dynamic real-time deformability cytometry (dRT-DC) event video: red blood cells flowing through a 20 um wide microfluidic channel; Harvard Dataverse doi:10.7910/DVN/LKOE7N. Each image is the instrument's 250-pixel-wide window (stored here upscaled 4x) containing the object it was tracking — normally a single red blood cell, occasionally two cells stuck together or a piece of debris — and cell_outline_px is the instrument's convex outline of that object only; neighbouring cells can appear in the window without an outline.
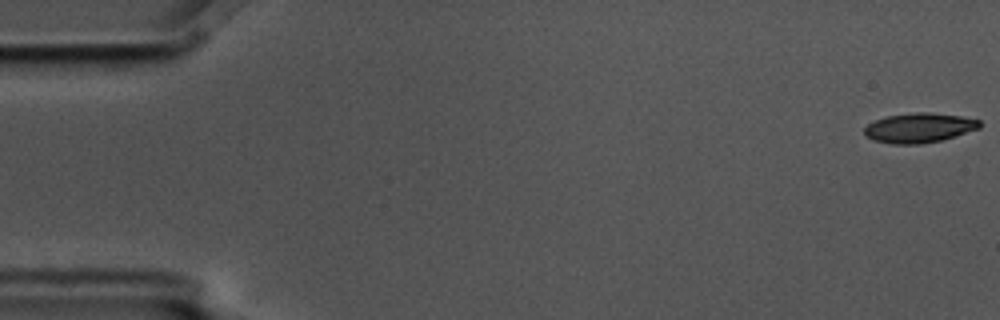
{"species": "common noctule bat (a hibernating species)", "species_latin": "Nyctalus noctula", "temperature_condition": "cold", "stored_images_in_passage": 6, "camera_frame_rate_fps": 3000, "um_per_image_px": 0.085, "animal": {"sex": "male", "body_mass_g": 17.5, "forearm_length_mm": 52.3}, "frame": {"image": 1, "passage_image": 1, "time_ms": 0.0, "image_size_px": [1000, 320], "cell_outline_px": [[980, 128], [956, 136], [940, 140], [920, 144], [892, 144], [872, 140], [864, 136], [864, 128], [868, 124], [884, 116], [916, 112], [932, 112], [960, 116], [980, 120]], "centroid_in_image_um": [78.1, 10.86], "position_along_channel_um": 6.9, "area_um2": 20.06}}
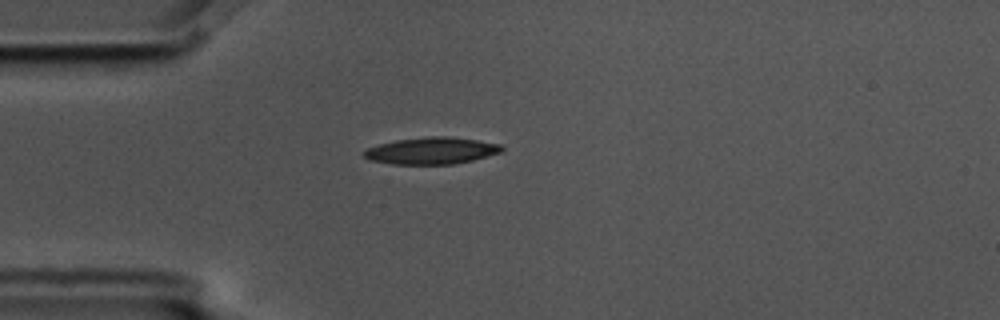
{"frame": {"image": 2, "passage_image": 5, "time_ms": 1.333, "image_size_px": [1000, 320], "cell_outline_px": [[504, 148], [500, 152], [472, 160], [452, 164], [392, 164], [368, 160], [360, 152], [368, 148], [380, 144], [396, 140], [428, 136], [448, 136], [476, 140], [500, 144]], "centroid_in_image_um": [36.63, 12.81], "position_along_channel_um": 48.4, "area_um2": 21.44}}